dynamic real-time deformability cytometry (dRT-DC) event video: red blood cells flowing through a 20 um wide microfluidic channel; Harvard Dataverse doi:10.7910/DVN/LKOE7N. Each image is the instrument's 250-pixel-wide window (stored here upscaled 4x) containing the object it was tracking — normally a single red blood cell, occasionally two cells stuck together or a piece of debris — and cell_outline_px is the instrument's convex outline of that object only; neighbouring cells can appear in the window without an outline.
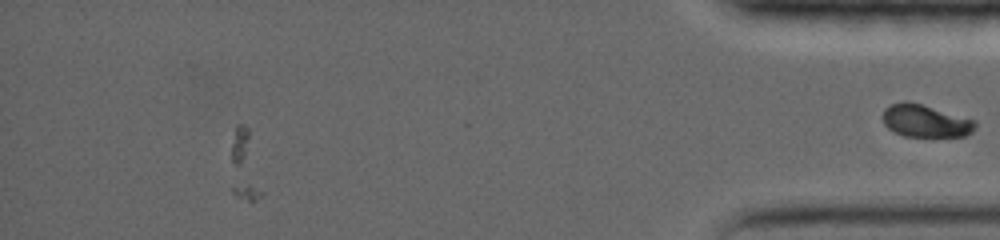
{"species": "common noctule bat (a hibernating species)", "species_latin": "Nyctalus noctula", "temperature_condition": "warm", "stored_images_in_passage": 26, "segment_of_instrument_passage": [2, 2], "camera_frame_rate_fps": 5000, "um_per_image_px": 0.085, "animal": {"sex": "female", "body_mass_g": 19.0, "forearm_length_mm": 56.7}, "frame": {"image": 1, "passage_image": 26, "time_ms": 15.4, "image_size_px": [1000, 240], "cell_outline_px": [[976, 128], [968, 136], [904, 136], [888, 128], [884, 124], [884, 108], [892, 104], [904, 100], [908, 100], [976, 120]], "centroid_in_image_um": [78.69, 10.27], "position_along_channel_um": 356.5, "area_um2": 17.51}}